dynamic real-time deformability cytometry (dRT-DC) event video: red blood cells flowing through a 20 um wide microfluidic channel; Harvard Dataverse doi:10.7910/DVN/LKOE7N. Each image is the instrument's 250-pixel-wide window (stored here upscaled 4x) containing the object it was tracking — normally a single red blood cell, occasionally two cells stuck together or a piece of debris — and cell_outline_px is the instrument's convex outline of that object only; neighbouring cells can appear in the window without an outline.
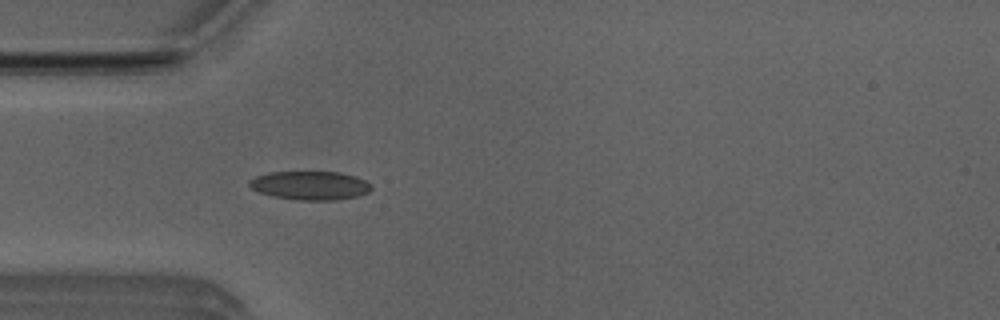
{"species": "Egyptian fruit bat (a non-hibernating species)", "species_latin": "Rousettus aegyptiacus", "temperature_condition": "room temperature", "stored_images_in_passage": 4, "camera_frame_rate_fps": 3000, "um_per_image_px": 0.085, "animal": {"sex": "male"}, "frame": {"image": 1, "passage_image": 4, "time_ms": 1.0, "image_size_px": [1000, 320], "cell_outline_px": [[372, 188], [368, 192], [356, 196], [336, 200], [296, 200], [272, 196], [260, 192], [252, 188], [248, 184], [248, 180], [256, 176], [268, 172], [340, 172], [356, 176], [372, 184]], "centroid_in_image_um": [26.36, 15.76], "position_along_channel_um": 58.6, "area_um2": 20.46}}